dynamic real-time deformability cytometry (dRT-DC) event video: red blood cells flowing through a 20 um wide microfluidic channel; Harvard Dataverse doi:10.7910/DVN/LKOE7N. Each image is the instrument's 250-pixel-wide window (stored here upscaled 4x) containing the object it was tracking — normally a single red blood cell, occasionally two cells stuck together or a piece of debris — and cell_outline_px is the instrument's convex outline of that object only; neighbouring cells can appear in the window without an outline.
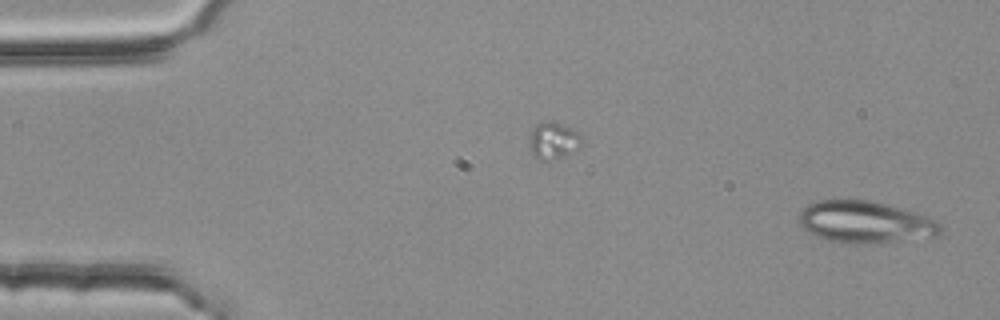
{"species": "common noctule bat (a hibernating species)", "species_latin": "Nyctalus noctula", "temperature_condition": "room temperature", "stored_images_in_passage": 4, "camera_frame_rate_fps": 3000, "um_per_image_px": 0.085, "animal": {"sex": "female", "body_mass_g": 25.1}, "frame": {"image": 1, "passage_image": 4, "time_ms": 1.0, "image_size_px": [1000, 320], "cell_outline_px": [[944, 228], [940, 236], [880, 244], [848, 244], [828, 240], [816, 236], [808, 232], [800, 224], [800, 208], [808, 204], [820, 200], [872, 200], [916, 212], [940, 220]], "centroid_in_image_um": [73.64, 18.9], "position_along_channel_um": 11.4, "area_um2": 35.49}}